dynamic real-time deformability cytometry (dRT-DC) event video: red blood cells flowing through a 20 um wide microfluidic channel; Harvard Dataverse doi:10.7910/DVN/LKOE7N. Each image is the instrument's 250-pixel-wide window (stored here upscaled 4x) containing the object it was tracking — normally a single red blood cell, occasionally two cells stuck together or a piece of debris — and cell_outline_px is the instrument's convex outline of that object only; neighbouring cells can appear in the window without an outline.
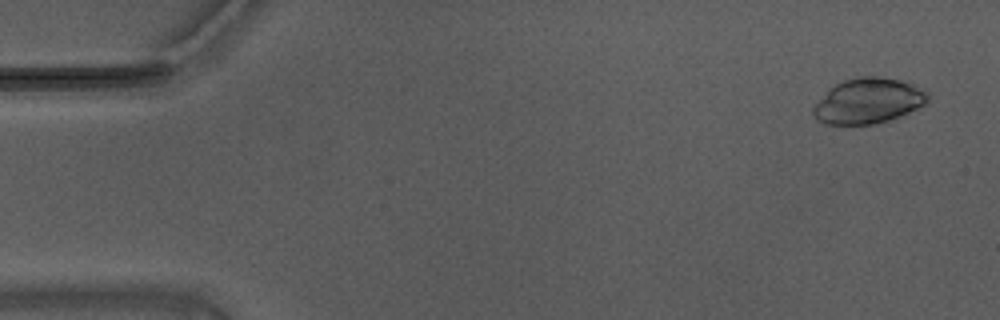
{"species": "Egyptian fruit bat (a non-hibernating species)", "species_latin": "Rousettus aegyptiacus", "temperature_condition": "warm", "stored_images_in_passage": 31, "camera_frame_rate_fps": 3000, "um_per_image_px": 0.085, "animal": {"sex": "male"}, "frame": {"image": 1, "passage_image": 3, "time_ms": 0.667, "image_size_px": [1000, 320], "cell_outline_px": [[928, 100], [924, 104], [908, 112], [888, 120], [872, 124], [824, 124], [816, 120], [812, 112], [812, 108], [828, 88], [844, 80], [860, 76], [876, 76], [900, 80], [924, 88], [928, 96]], "centroid_in_image_um": [73.76, 8.57], "position_along_channel_um": 11.2, "area_um2": 30.11}}
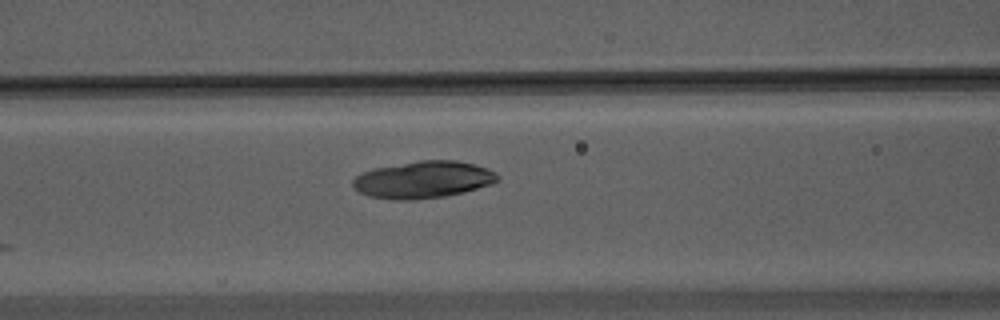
{"frame": {"image": 2, "passage_image": 23, "time_ms": 7.333, "image_size_px": [1000, 320], "cell_outline_px": [[500, 180], [492, 184], [464, 192], [444, 196], [416, 200], [392, 200], [368, 196], [360, 192], [352, 184], [352, 180], [356, 176], [372, 168], [420, 160], [456, 160], [476, 164], [488, 168], [496, 172], [500, 176]], "centroid_in_image_um": [36.01, 15.27], "position_along_channel_um": 130.6, "area_um2": 31.56}}
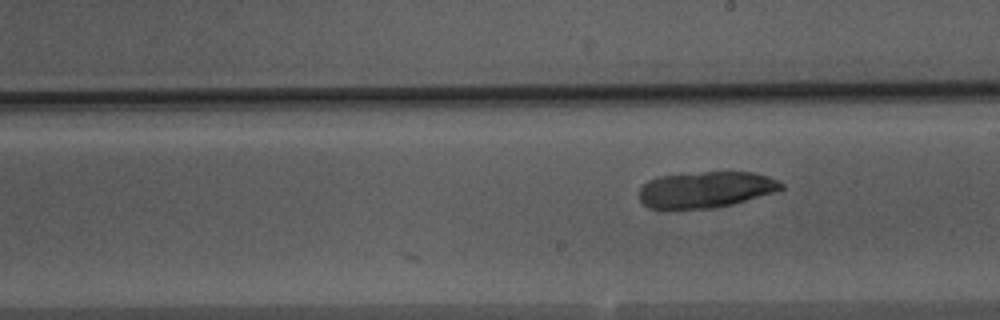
{"frame": {"image": 3, "passage_image": 31, "time_ms": 10.0, "image_size_px": [1000, 320], "cell_outline_px": [[784, 188], [772, 192], [732, 204], [712, 208], [664, 212], [648, 208], [640, 200], [640, 188], [648, 180], [660, 176], [704, 172], [756, 172], [780, 180], [784, 184]], "centroid_in_image_um": [59.93, 16.15], "position_along_channel_um": 229.1, "area_um2": 30.58}}